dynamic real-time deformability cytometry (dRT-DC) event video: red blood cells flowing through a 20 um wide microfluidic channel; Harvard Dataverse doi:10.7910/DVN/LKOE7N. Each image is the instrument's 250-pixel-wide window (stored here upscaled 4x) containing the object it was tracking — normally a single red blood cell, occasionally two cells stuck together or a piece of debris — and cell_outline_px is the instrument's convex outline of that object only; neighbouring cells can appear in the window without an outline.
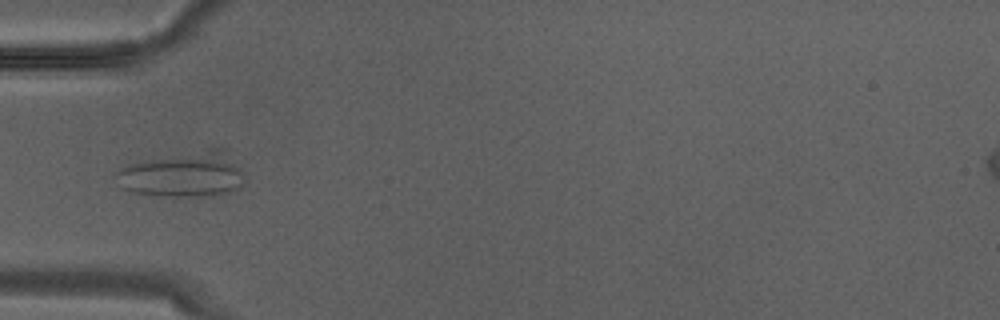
{"species": "Egyptian fruit bat (a non-hibernating species)", "species_latin": "Rousettus aegyptiacus", "temperature_condition": "warm", "stored_images_in_passage": 18, "camera_frame_rate_fps": 3000, "um_per_image_px": 0.085, "animal": {"sex": "male"}, "frame": {"image": 1, "passage_image": 1, "time_ms": 0.0, "image_size_px": [1000, 320], "cell_outline_px": [[244, 180], [240, 188], [224, 196], [172, 196], [132, 192], [120, 188], [112, 176], [116, 172], [128, 164], [144, 160], [208, 148], [232, 148], [244, 172]], "centroid_in_image_um": [15.69, 14.81], "position_along_channel_um": 69.3, "area_um2": 35.14}}
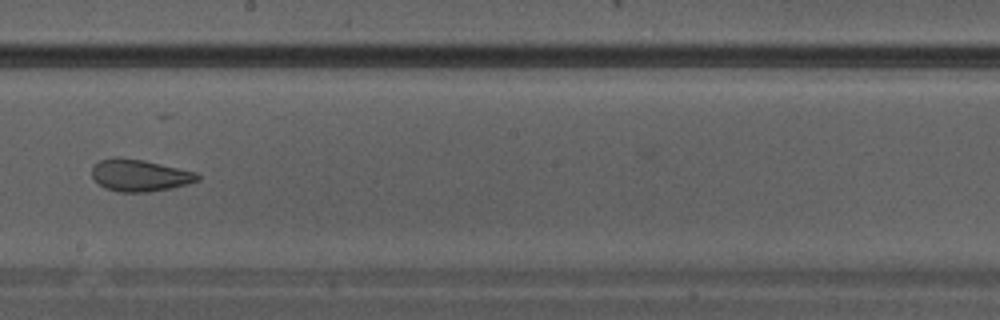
{"frame": {"image": 2, "passage_image": 8, "time_ms": 2.333, "image_size_px": [1000, 320], "cell_outline_px": [[200, 180], [188, 184], [172, 188], [148, 192], [120, 192], [104, 188], [92, 176], [92, 164], [100, 160], [116, 156], [120, 156], [144, 160], [196, 172], [200, 176]], "centroid_in_image_um": [11.86, 14.89], "position_along_channel_um": 236.3, "area_um2": 19.88}}